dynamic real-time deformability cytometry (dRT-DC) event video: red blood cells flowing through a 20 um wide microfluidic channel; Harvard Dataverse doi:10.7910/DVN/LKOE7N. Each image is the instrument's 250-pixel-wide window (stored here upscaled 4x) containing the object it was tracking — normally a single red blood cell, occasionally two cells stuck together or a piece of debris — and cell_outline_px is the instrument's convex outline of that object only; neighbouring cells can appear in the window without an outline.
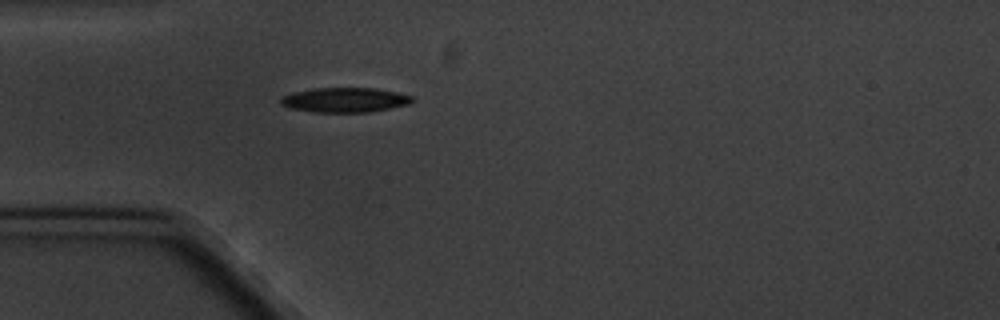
{"species": "common noctule bat (a hibernating species)", "species_latin": "Nyctalus noctula", "temperature_condition": "cold", "stored_images_in_passage": 1, "camera_frame_rate_fps": 3000, "um_per_image_px": 0.085, "animal": {"sex": "male", "body_mass_g": 20.1, "forearm_length_mm": 53.5}, "frame": {"image": 1, "passage_image": 1, "time_ms": 0.0, "image_size_px": [1000, 320], "cell_outline_px": [[412, 100], [408, 104], [372, 112], [312, 112], [288, 108], [280, 104], [280, 96], [292, 92], [312, 88], [376, 88], [396, 92], [412, 96]], "centroid_in_image_um": [29.23, 8.49], "position_along_channel_um": 55.8, "area_um2": 19.07}}